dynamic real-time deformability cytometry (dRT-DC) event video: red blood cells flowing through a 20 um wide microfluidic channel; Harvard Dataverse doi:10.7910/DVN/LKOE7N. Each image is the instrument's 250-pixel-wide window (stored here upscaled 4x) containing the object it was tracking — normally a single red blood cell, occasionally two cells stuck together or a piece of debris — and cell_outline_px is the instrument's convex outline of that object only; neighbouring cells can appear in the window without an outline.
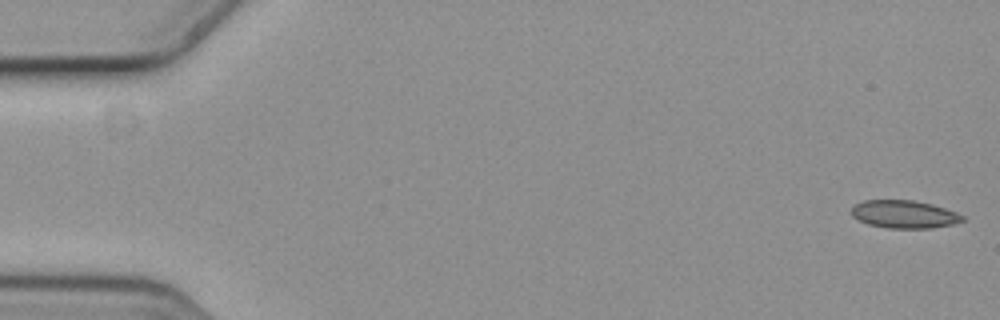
{"species": "common noctule bat (a hibernating species)", "species_latin": "Nyctalus noctula", "temperature_condition": "cold", "stored_images_in_passage": 6, "camera_frame_rate_fps": 3000, "um_per_image_px": 0.085, "animal": {"sex": "female", "body_mass_g": 19.3, "forearm_length_mm": 54.1}, "frame": {"image": 1, "passage_image": 1, "time_ms": 0.0, "image_size_px": [1000, 320], "cell_outline_px": [[964, 220], [952, 224], [928, 228], [888, 228], [868, 224], [852, 216], [852, 208], [856, 204], [864, 200], [912, 200], [932, 204], [956, 212], [964, 216]], "centroid_in_image_um": [76.85, 18.21], "position_along_channel_um": 8.1, "area_um2": 17.8}}
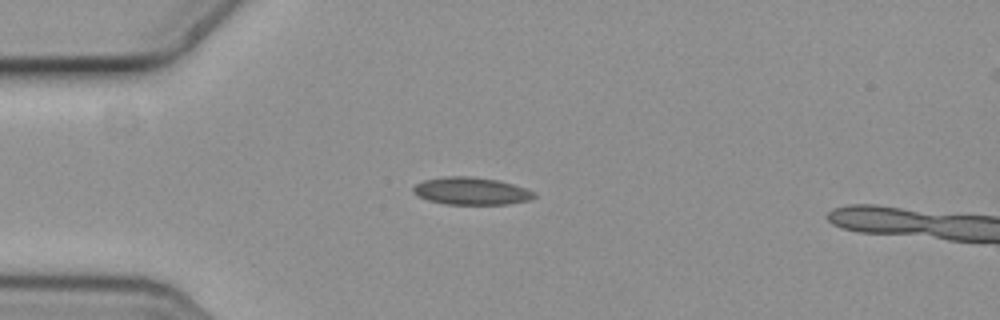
{"frame": {"image": 2, "passage_image": 5, "time_ms": 1.333, "image_size_px": [1000, 320], "cell_outline_px": [[536, 196], [528, 200], [508, 204], [444, 204], [428, 200], [416, 196], [412, 192], [412, 188], [416, 184], [424, 180], [444, 176], [472, 176], [496, 180], [512, 184], [536, 192]], "centroid_in_image_um": [40.01, 16.24], "position_along_channel_um": 45.0, "area_um2": 19.36}}